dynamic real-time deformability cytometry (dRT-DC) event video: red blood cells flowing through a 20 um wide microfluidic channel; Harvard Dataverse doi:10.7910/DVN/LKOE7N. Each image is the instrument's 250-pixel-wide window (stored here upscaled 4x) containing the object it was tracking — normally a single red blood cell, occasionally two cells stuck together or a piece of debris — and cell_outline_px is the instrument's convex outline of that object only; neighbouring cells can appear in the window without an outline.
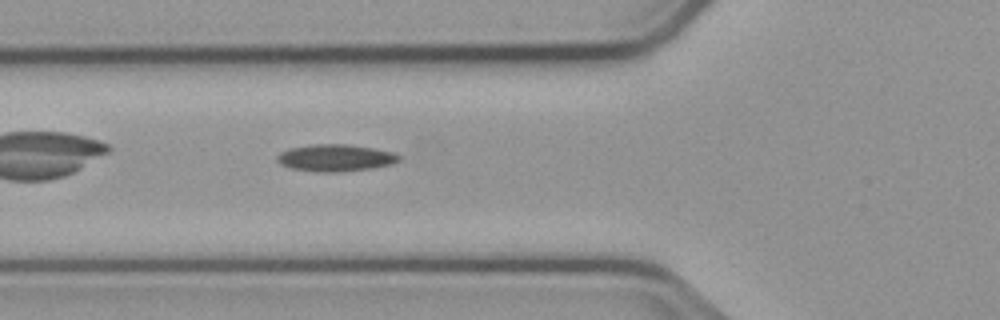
{"species": "common noctule bat (a hibernating species)", "species_latin": "Nyctalus noctula", "temperature_condition": "cold", "stored_images_in_passage": 40, "camera_frame_rate_fps": 3000, "um_per_image_px": 0.085, "animal": {"sex": "male", "body_mass_g": 23.1, "forearm_length_mm": 52.7}, "frame": {"image": 1, "passage_image": 6, "time_ms": 1.667, "image_size_px": [1000, 320], "cell_outline_px": [[400, 160], [392, 164], [372, 168], [340, 172], [316, 172], [292, 168], [280, 164], [276, 160], [276, 156], [280, 152], [288, 148], [312, 144], [348, 144], [372, 148], [392, 152], [400, 156]], "centroid_in_image_um": [28.48, 13.42], "position_along_channel_um": 97.3, "area_um2": 19.25}}
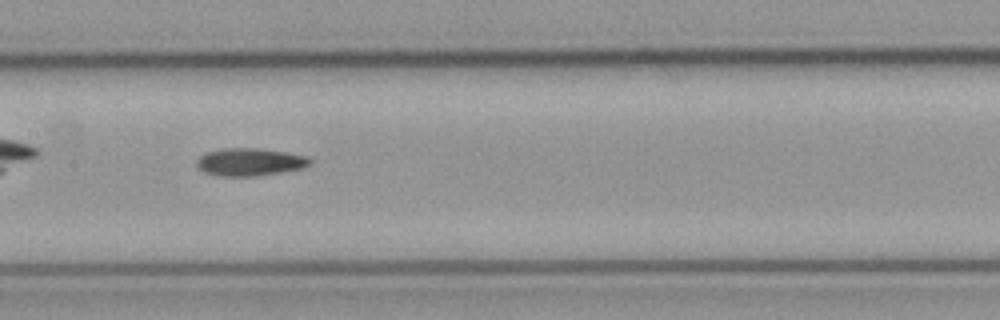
{"frame": {"image": 2, "passage_image": 13, "time_ms": 4.0, "image_size_px": [1000, 320], "cell_outline_px": [[312, 164], [304, 168], [256, 176], [220, 176], [204, 172], [196, 164], [196, 160], [200, 156], [208, 152], [224, 148], [256, 148], [288, 152], [308, 156], [312, 160]], "centroid_in_image_um": [21.28, 13.76], "position_along_channel_um": 186.1, "area_um2": 18.32}}
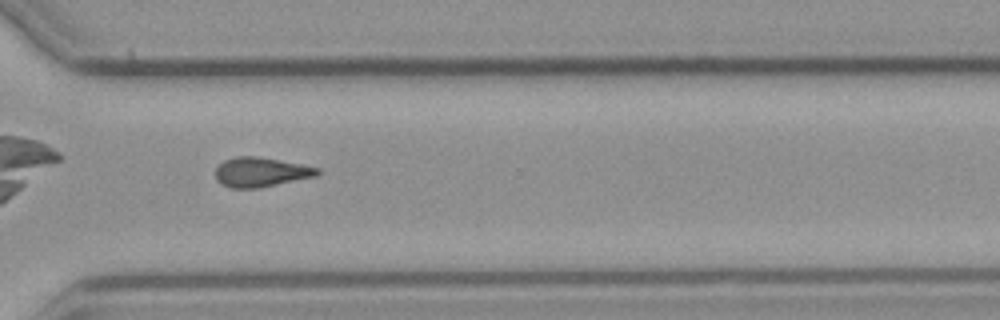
{"frame": {"image": 3, "passage_image": 26, "time_ms": 8.333, "image_size_px": [1000, 320], "cell_outline_px": [[320, 172], [316, 176], [260, 188], [232, 188], [220, 184], [216, 180], [216, 168], [224, 160], [236, 156], [256, 156], [300, 164], [320, 168]], "centroid_in_image_um": [22.15, 14.64], "position_along_channel_um": 348.4, "area_um2": 17.51}}